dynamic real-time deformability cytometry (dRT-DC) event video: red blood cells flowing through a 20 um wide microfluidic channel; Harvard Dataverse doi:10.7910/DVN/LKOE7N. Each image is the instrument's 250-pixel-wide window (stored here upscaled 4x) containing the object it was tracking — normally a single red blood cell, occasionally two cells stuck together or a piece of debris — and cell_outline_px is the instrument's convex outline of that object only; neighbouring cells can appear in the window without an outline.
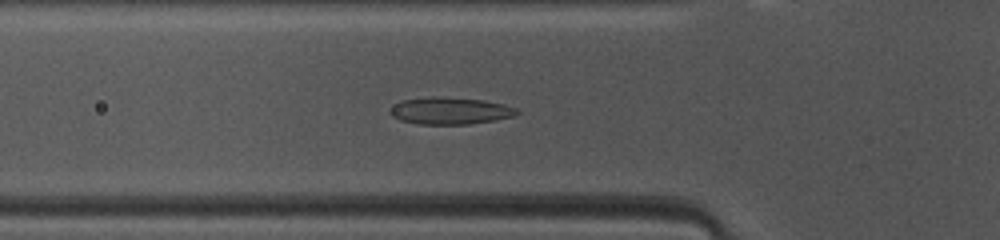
{"species": "common noctule bat (a hibernating species)", "species_latin": "Nyctalus noctula", "temperature_condition": "warm", "stored_images_in_passage": 39, "camera_frame_rate_fps": 3000, "um_per_image_px": 0.085, "animal": {"sex": "female", "body_mass_g": 10.0, "forearm_length_mm": 53.1}, "frame": {"image": 1, "passage_image": 7, "time_ms": 2.0, "image_size_px": [1000, 240], "cell_outline_px": [[520, 112], [516, 116], [496, 120], [468, 124], [420, 124], [400, 120], [392, 116], [388, 112], [400, 100], [432, 96], [484, 100], [504, 104], [516, 108]], "centroid_in_image_um": [38.28, 9.42], "position_along_channel_um": 87.5, "area_um2": 20.0}}
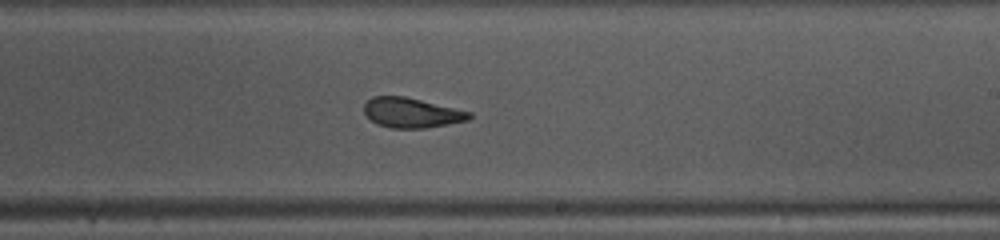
{"frame": {"image": 2, "passage_image": 19, "time_ms": 6.0, "image_size_px": [1000, 240], "cell_outline_px": [[472, 116], [468, 120], [448, 124], [424, 128], [392, 128], [376, 124], [364, 112], [364, 104], [372, 96], [404, 96], [472, 112]], "centroid_in_image_um": [34.98, 9.58], "position_along_channel_um": 254.0, "area_um2": 18.21}}
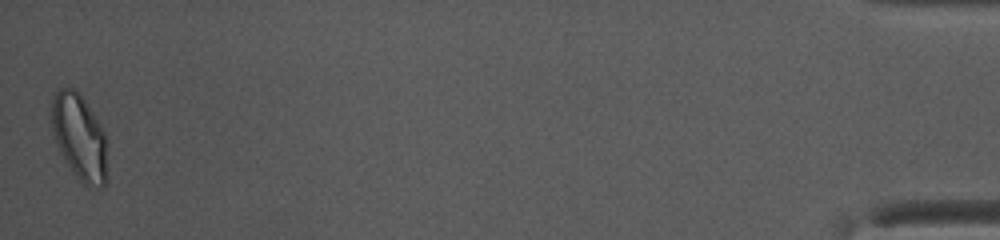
{"frame": {"image": 3, "passage_image": 39, "time_ms": 12.667, "image_size_px": [1000, 240], "cell_outline_px": [[104, 188], [100, 188], [84, 184], [76, 176], [60, 152], [52, 128], [52, 100], [56, 92], [60, 88], [72, 88], [80, 92], [100, 124], [104, 132]], "centroid_in_image_um": [6.71, 11.59], "position_along_channel_um": 428.5, "area_um2": 26.88}, "authors_computed_cell_mechanics": {"area_um2": 19.4208, "velocity_mm_per_s": 4.152, "shape_relaxation_time_tau1_ms": 3.0111, "shape_relaxation_time_tau2_ms": 1.6379, "deformation_change_tau1": 0.1349, "deformation_change_tau2": 0.0774}}